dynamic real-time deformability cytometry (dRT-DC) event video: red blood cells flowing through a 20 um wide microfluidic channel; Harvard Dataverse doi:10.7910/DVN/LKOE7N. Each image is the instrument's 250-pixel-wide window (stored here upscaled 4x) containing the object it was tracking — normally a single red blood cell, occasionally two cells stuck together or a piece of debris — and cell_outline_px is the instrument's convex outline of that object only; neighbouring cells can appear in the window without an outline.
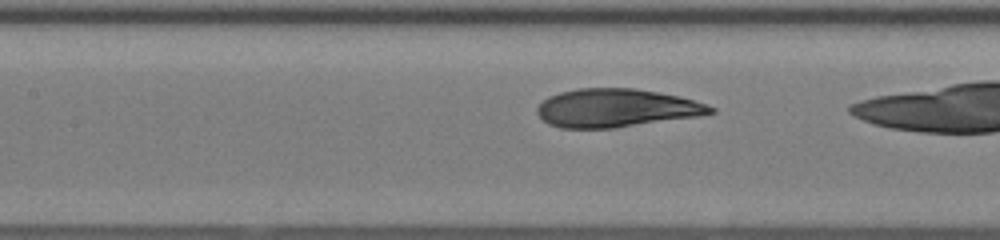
{"species": "human", "species_latin": "Homo sapiens", "temperature_condition": "room temperature", "stored_images_in_passage": 23, "camera_frame_rate_fps": 3000, "um_per_image_px": 0.085, "donor": {"sex": "female"}, "frame": {"image": 1, "passage_image": 7, "time_ms": 2.0, "image_size_px": [1000, 240], "cell_outline_px": [[716, 112], [696, 116], [612, 128], [560, 128], [548, 124], [536, 112], [536, 108], [548, 96], [560, 92], [580, 88], [636, 88], [680, 96], [716, 108]], "centroid_in_image_um": [52.34, 9.17], "position_along_channel_um": 155.1, "area_um2": 38.38}}
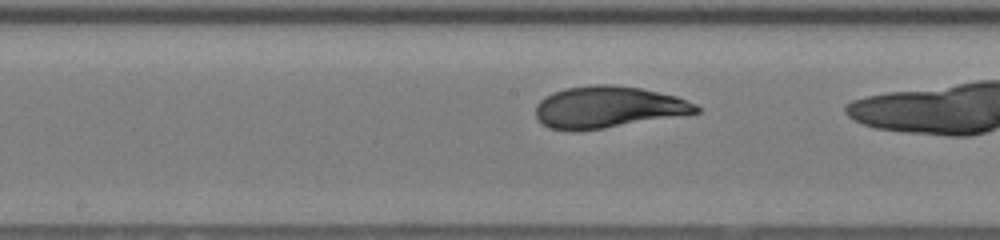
{"frame": {"image": 2, "passage_image": 10, "time_ms": 3.0, "image_size_px": [1000, 240], "cell_outline_px": [[700, 112], [604, 128], [572, 132], [548, 128], [536, 116], [536, 104], [544, 96], [564, 88], [592, 84], [612, 84], [640, 88], [676, 96], [696, 104], [700, 108]], "centroid_in_image_um": [51.64, 9.1], "position_along_channel_um": 196.6, "area_um2": 38.96}}